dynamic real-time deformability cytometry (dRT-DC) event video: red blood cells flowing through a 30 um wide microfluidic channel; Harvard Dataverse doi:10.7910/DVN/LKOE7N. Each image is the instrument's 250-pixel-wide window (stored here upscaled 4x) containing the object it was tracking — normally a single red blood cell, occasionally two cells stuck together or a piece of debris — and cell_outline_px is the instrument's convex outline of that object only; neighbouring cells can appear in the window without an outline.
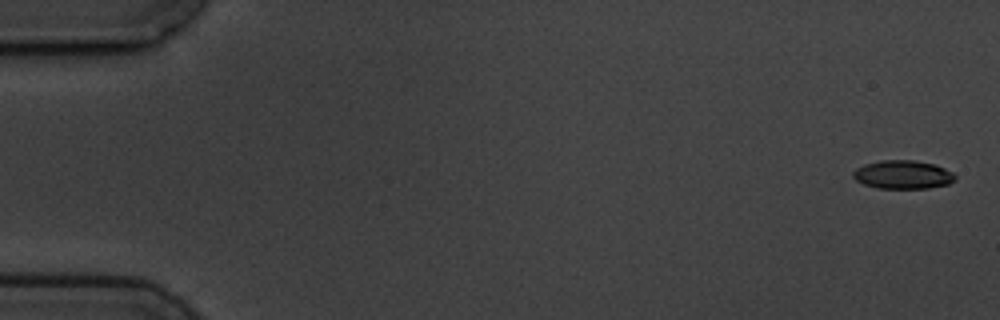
{"species": "common noctule bat (a hibernating species)", "species_latin": "Nyctalus noctula", "temperature_condition": "cold", "stored_images_in_passage": 4, "camera_frame_rate_fps": 3000, "um_per_image_px": 0.085, "animal": {"sex": "male", "body_mass_g": 19.5, "forearm_length_mm": 54.6}, "frame": {"image": 1, "passage_image": 1, "time_ms": 0.0, "image_size_px": [1000, 320], "cell_outline_px": [[956, 180], [948, 184], [928, 188], [876, 188], [864, 184], [856, 180], [852, 176], [852, 172], [856, 168], [864, 164], [880, 160], [912, 160], [936, 164], [952, 172], [956, 176]], "centroid_in_image_um": [76.74, 14.84], "position_along_channel_um": 8.3, "area_um2": 17.05}}